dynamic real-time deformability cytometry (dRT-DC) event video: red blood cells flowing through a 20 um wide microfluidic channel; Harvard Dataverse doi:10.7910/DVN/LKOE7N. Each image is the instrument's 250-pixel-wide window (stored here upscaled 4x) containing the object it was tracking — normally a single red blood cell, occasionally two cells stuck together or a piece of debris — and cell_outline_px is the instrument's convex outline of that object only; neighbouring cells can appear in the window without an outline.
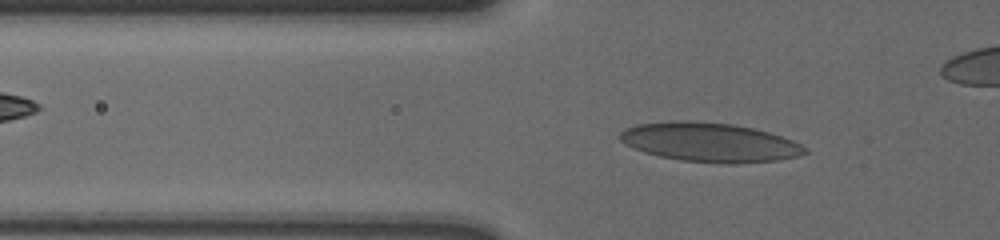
{"species": "human", "species_latin": "Homo sapiens", "temperature_condition": "cold", "stored_images_in_passage": 55, "camera_frame_rate_fps": 3000, "um_per_image_px": 0.085, "donor": {"sex": "male"}, "frame": {"image": 1, "passage_image": 22, "time_ms": 7.0, "image_size_px": [1000, 240], "cell_outline_px": [[808, 152], [796, 156], [780, 160], [736, 164], [728, 164], [680, 160], [660, 156], [644, 152], [632, 148], [624, 144], [620, 140], [620, 132], [624, 128], [636, 124], [672, 120], [696, 120], [732, 124], [752, 128], [768, 132], [792, 140], [808, 148]], "centroid_in_image_um": [60.29, 12.09], "position_along_channel_um": 65.5, "area_um2": 42.54}}
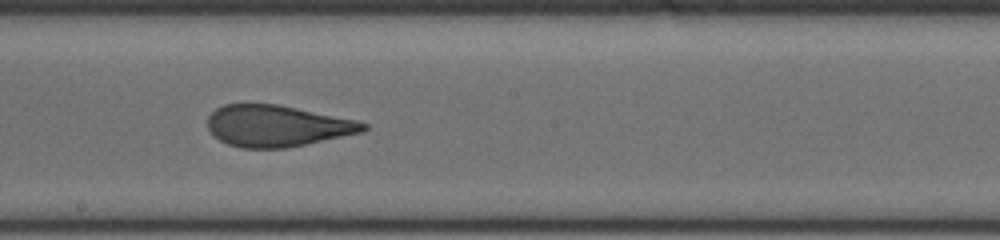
{"frame": {"image": 2, "passage_image": 36, "time_ms": 11.667, "image_size_px": [1000, 240], "cell_outline_px": [[368, 128], [364, 132], [284, 148], [240, 148], [228, 144], [212, 136], [208, 128], [208, 116], [216, 108], [224, 104], [276, 104], [356, 120], [368, 124]], "centroid_in_image_um": [23.52, 10.7], "position_along_channel_um": 224.7, "area_um2": 37.4}}
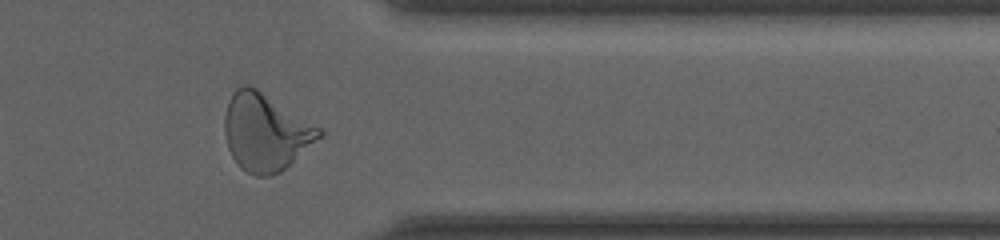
{"frame": {"image": 3, "passage_image": 50, "time_ms": 16.333, "image_size_px": [1000, 240], "cell_outline_px": [[324, 132], [320, 136], [280, 172], [268, 176], [256, 176], [240, 168], [232, 156], [228, 148], [224, 132], [224, 116], [228, 100], [232, 92], [236, 88], [244, 84], [248, 84], [256, 88], [320, 128]], "centroid_in_image_um": [22.5, 11.22], "position_along_channel_um": 388.9, "area_um2": 41.85}}